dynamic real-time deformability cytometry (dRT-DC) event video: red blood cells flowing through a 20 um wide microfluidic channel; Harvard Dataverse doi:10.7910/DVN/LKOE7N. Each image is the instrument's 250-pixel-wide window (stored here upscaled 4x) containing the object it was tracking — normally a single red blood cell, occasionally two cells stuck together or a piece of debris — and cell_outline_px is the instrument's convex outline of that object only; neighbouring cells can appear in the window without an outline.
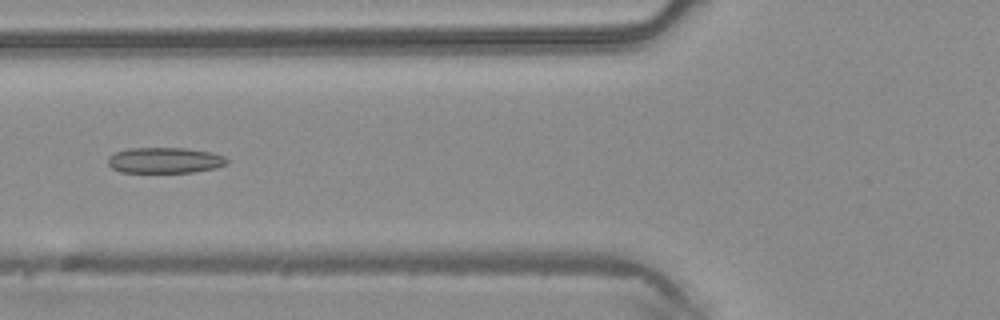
{"species": "common noctule bat (a hibernating species)", "species_latin": "Nyctalus noctula", "temperature_condition": "warm", "stored_images_in_passage": 47, "camera_frame_rate_fps": 3000, "um_per_image_px": 0.085, "animal": {"sex": "male", "body_mass_g": 20.4}, "frame": {"image": 1, "passage_image": 18, "time_ms": 5.667, "image_size_px": [1000, 320], "cell_outline_px": [[228, 164], [216, 168], [192, 172], [120, 172], [112, 168], [108, 164], [108, 156], [116, 152], [128, 148], [188, 148], [212, 152], [224, 156], [228, 160]], "centroid_in_image_um": [14.03, 13.62], "position_along_channel_um": 111.8, "area_um2": 17.98}}
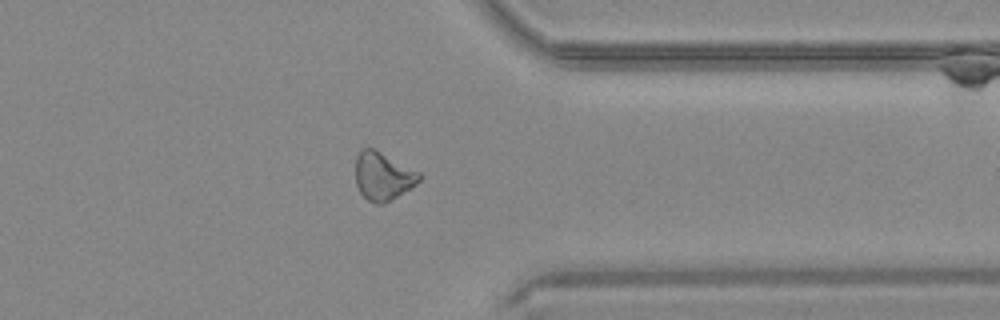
{"frame": {"image": 2, "passage_image": 37, "time_ms": 12.0, "image_size_px": [1000, 320], "cell_outline_px": [[420, 180], [416, 184], [384, 204], [376, 204], [368, 200], [360, 192], [356, 184], [356, 156], [364, 148], [372, 148], [420, 172]], "centroid_in_image_um": [32.54, 14.99], "position_along_channel_um": 378.9, "area_um2": 17.51}}
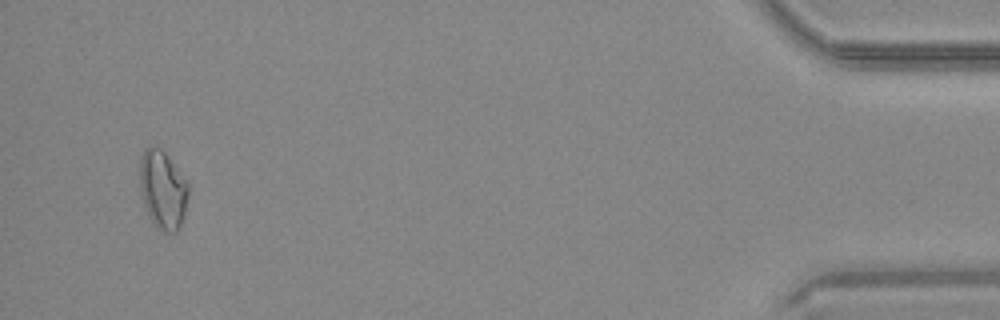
{"frame": {"image": 3, "passage_image": 45, "time_ms": 14.667, "image_size_px": [1000, 320], "cell_outline_px": [[188, 196], [184, 216], [176, 232], [164, 232], [156, 228], [148, 216], [140, 192], [140, 160], [144, 148], [148, 144], [160, 148], [168, 156], [188, 180]], "centroid_in_image_um": [13.83, 16.1], "position_along_channel_um": 421.4, "area_um2": 22.54}}